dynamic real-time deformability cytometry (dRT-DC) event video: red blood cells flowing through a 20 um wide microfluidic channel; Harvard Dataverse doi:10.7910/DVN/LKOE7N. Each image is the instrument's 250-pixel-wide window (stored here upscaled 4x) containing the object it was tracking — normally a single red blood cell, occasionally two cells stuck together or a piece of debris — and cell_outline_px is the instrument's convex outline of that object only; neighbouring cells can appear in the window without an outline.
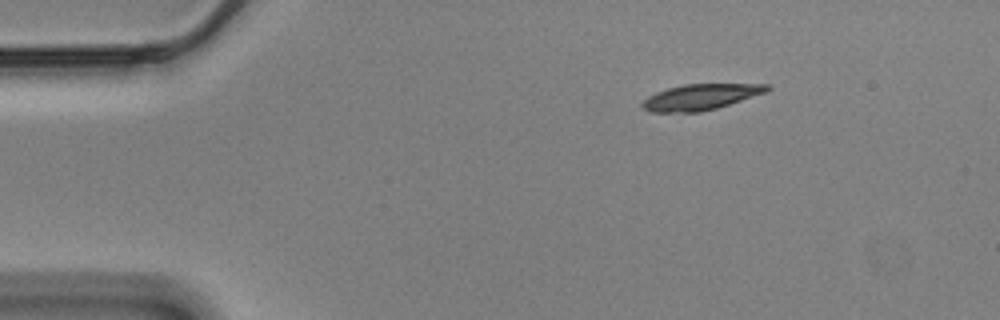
{"species": "Egyptian fruit bat (a non-hibernating species)", "species_latin": "Rousettus aegyptiacus", "temperature_condition": "cold", "stored_images_in_passage": 51, "camera_frame_rate_fps": 3000, "um_per_image_px": 0.085, "animal": {"sex": "male"}, "frame": {"image": 1, "passage_image": 1, "time_ms": 0.0, "image_size_px": [1000, 320], "cell_outline_px": [[772, 88], [764, 92], [716, 108], [700, 112], [652, 112], [644, 108], [640, 104], [648, 96], [656, 92], [668, 88], [684, 84], [768, 84]], "centroid_in_image_um": [59.5, 8.24], "position_along_channel_um": 25.5, "area_um2": 18.44}}
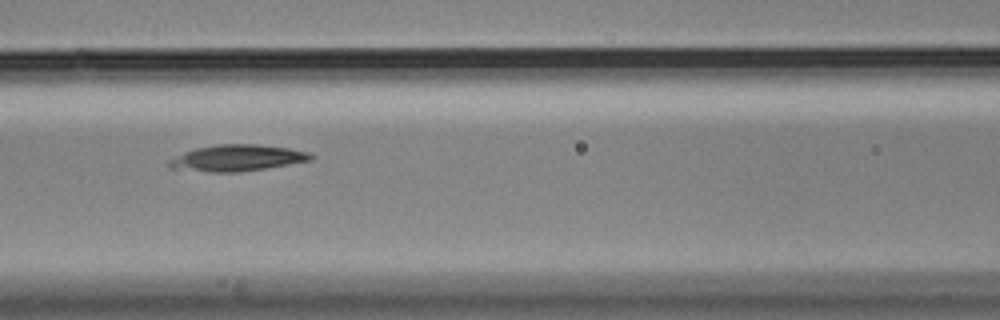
{"frame": {"image": 2, "passage_image": 17, "time_ms": 5.333, "image_size_px": [1000, 320], "cell_outline_px": [[316, 156], [312, 160], [240, 172], [208, 172], [168, 168], [168, 160], [184, 152], [196, 148], [216, 144], [256, 144], [288, 148], [308, 152]], "centroid_in_image_um": [20.13, 13.43], "position_along_channel_um": 146.5, "area_um2": 21.73}}
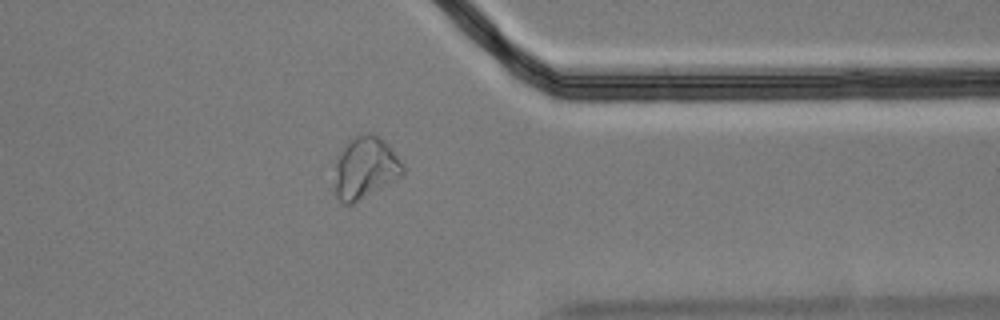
{"frame": {"image": 3, "passage_image": 38, "time_ms": 12.333, "image_size_px": [1000, 320], "cell_outline_px": [[404, 172], [400, 176], [352, 204], [344, 204], [336, 196], [332, 188], [336, 164], [340, 152], [348, 140], [352, 136], [360, 132], [368, 132], [384, 140], [392, 148], [404, 168]], "centroid_in_image_um": [30.98, 14.24], "position_along_channel_um": 380.4, "area_um2": 24.62}}